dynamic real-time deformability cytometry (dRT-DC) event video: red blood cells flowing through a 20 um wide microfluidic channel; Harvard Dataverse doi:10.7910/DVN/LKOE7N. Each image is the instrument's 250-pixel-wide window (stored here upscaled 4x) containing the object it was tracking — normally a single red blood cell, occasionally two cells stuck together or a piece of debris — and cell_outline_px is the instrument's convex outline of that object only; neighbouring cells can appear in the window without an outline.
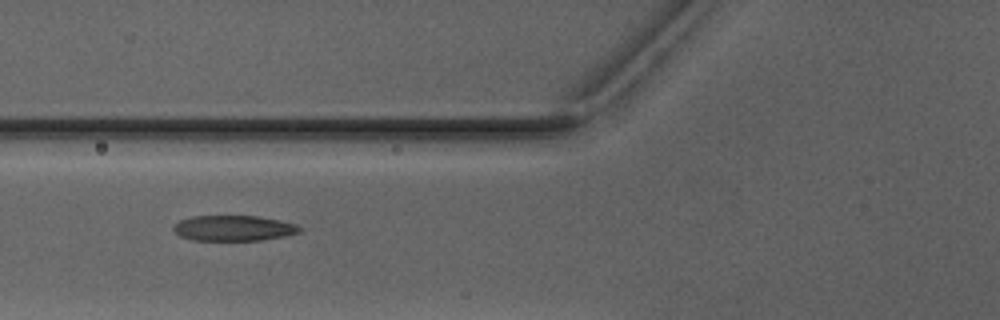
{"species": "Egyptian fruit bat (a non-hibernating species)", "species_latin": "Rousettus aegyptiacus", "temperature_condition": "warm", "stored_images_in_passage": 6, "camera_frame_rate_fps": 3000, "um_per_image_px": 0.085, "animal": {"sex": "male"}, "frame": {"image": 1, "passage_image": 4, "time_ms": 4.333, "image_size_px": [1000, 320], "cell_outline_px": [[300, 232], [284, 236], [260, 240], [192, 240], [180, 236], [172, 228], [180, 220], [192, 216], [260, 216], [280, 220], [296, 224], [300, 228]], "centroid_in_image_um": [19.86, 19.39], "position_along_channel_um": 105.9, "area_um2": 18.61}}
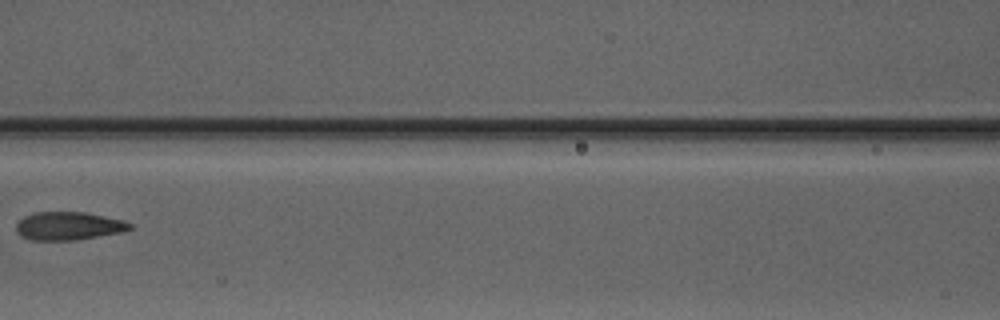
{"frame": {"image": 2, "passage_image": 5, "time_ms": 5.667, "image_size_px": [1000, 320], "cell_outline_px": [[132, 228], [120, 232], [76, 240], [32, 240], [20, 236], [16, 232], [16, 224], [24, 216], [32, 212], [88, 212], [124, 220], [132, 224]], "centroid_in_image_um": [5.81, 19.19], "position_along_channel_um": 160.8, "area_um2": 18.79}}
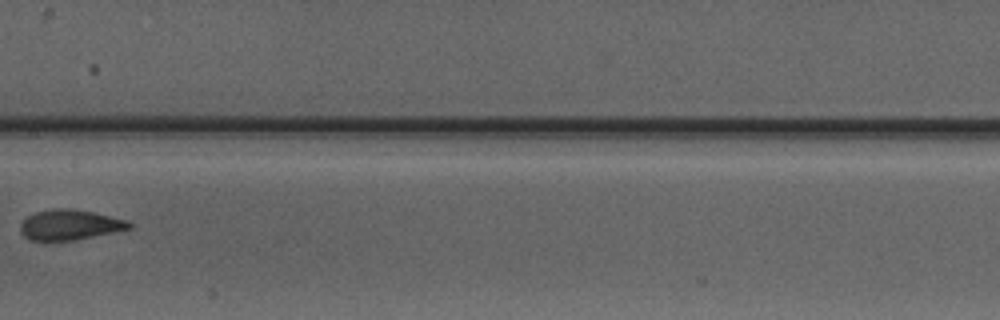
{"frame": {"image": 3, "passage_image": 6, "time_ms": 6.667, "image_size_px": [1000, 320], "cell_outline_px": [[132, 228], [76, 240], [32, 240], [24, 236], [20, 232], [20, 224], [28, 216], [36, 212], [52, 208], [72, 208], [92, 212], [128, 220], [132, 224]], "centroid_in_image_um": [5.94, 19.1], "position_along_channel_um": 201.5, "area_um2": 19.13}}